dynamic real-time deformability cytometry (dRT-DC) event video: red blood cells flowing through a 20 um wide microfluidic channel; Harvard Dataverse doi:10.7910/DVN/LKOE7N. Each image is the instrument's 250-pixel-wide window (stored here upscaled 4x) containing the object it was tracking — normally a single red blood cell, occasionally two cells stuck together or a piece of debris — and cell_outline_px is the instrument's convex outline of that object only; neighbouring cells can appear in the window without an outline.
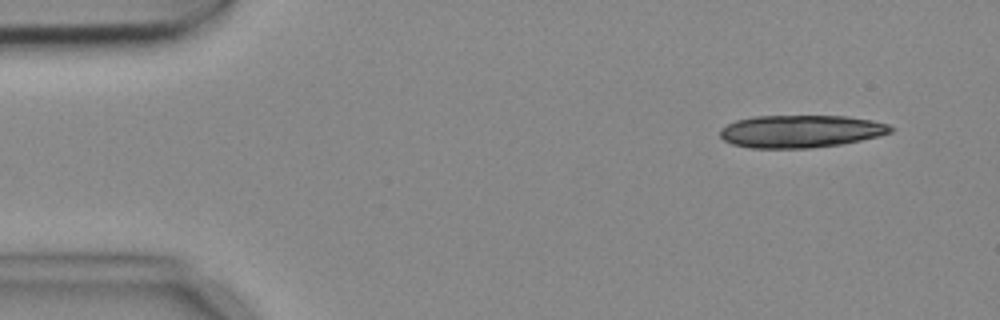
{"species": "common noctule bat (a hibernating species)", "species_latin": "Nyctalus noctula", "temperature_condition": "cold", "stored_images_in_passage": 4, "camera_frame_rate_fps": 3000, "um_per_image_px": 0.085, "animal": {"sex": "female", "body_mass_g": 18.4}, "frame": {"image": 1, "passage_image": 1, "time_ms": 0.0, "image_size_px": [1000, 320], "cell_outline_px": [[896, 128], [892, 132], [880, 136], [840, 144], [808, 148], [752, 148], [732, 144], [724, 140], [720, 136], [720, 128], [736, 120], [756, 116], [848, 116], [872, 120], [888, 124]], "centroid_in_image_um": [68.08, 11.16], "position_along_channel_um": 16.9, "area_um2": 32.43}}